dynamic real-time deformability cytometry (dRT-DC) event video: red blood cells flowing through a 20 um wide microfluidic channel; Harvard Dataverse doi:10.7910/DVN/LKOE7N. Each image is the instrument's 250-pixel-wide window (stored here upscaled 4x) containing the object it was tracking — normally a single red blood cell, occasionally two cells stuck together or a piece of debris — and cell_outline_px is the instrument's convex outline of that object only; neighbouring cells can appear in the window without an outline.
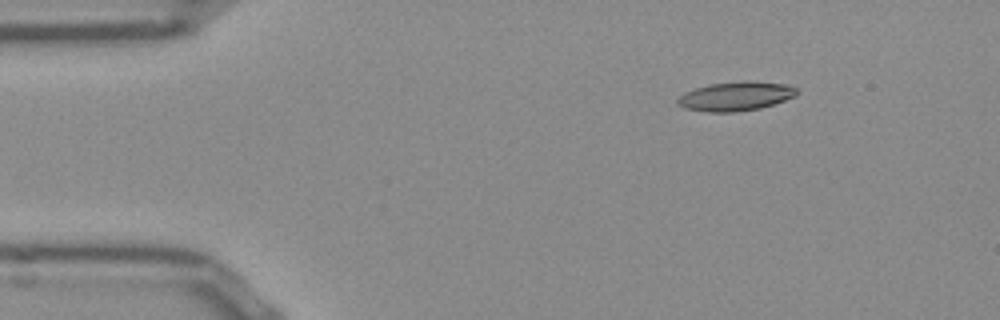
{"species": "Egyptian fruit bat (a non-hibernating species)", "species_latin": "Rousettus aegyptiacus", "temperature_condition": "room temperature", "stored_images_in_passage": 2, "camera_frame_rate_fps": 3000, "um_per_image_px": 0.085, "frame": {"image": 1, "passage_image": 1, "time_ms": 0.0, "image_size_px": [1000, 320], "cell_outline_px": [[784, 96], [780, 100], [768, 104], [748, 108], [704, 108], [724, 84], [772, 84], [780, 88]], "centroid_in_image_um": [63.34, 8.16], "position_along_channel_um": 21.7, "area_um2": 10.69}}